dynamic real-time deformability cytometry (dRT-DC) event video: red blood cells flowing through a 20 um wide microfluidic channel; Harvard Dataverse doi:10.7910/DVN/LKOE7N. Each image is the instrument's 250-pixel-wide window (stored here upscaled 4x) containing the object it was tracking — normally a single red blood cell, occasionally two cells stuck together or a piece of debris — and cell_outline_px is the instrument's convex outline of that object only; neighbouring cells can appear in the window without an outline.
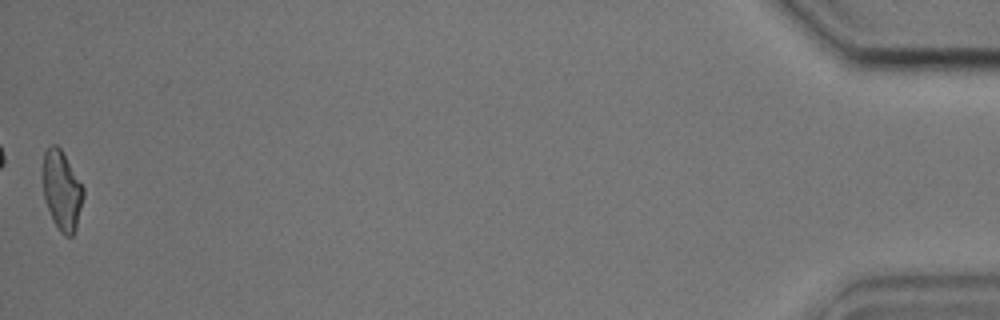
{"species": "common noctule bat (a hibernating species)", "species_latin": "Nyctalus noctula", "temperature_condition": "cold", "stored_images_in_passage": 52, "camera_frame_rate_fps": 3000, "um_per_image_px": 0.085, "animal": {"sex": "male", "body_mass_g": 17.9, "forearm_length_mm": 54.2}, "frame": {"image": 1, "passage_image": 52, "time_ms": 17.0, "image_size_px": [1000, 320], "cell_outline_px": [[84, 196], [76, 228], [72, 236], [64, 236], [60, 232], [52, 220], [44, 200], [40, 176], [44, 152], [52, 144], [56, 144], [60, 148], [84, 188]], "centroid_in_image_um": [5.21, 16.19], "position_along_channel_um": 430.0, "area_um2": 19.19}, "authors_computed_cell_mechanics": {"area_um2": 19.3052, "velocity_mm_per_s": 3.768, "shape_relaxation_time_tau1_ms": 4.0571, "shape_relaxation_time_tau2_ms": 3.7785, "deformation_change_tau1": 0.1232, "deformation_change_tau2": 0.1144}}